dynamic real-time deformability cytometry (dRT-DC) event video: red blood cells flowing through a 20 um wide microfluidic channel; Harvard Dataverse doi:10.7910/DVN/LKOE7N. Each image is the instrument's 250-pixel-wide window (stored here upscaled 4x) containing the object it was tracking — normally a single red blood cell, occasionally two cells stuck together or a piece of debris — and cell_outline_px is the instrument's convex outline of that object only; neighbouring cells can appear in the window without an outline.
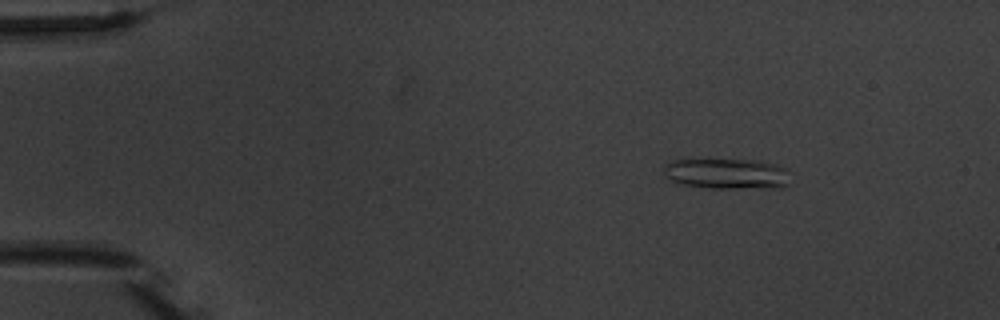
{"species": "common noctule bat (a hibernating species)", "species_latin": "Nyctalus noctula", "temperature_condition": "warm", "stored_images_in_passage": 5, "camera_frame_rate_fps": 3000, "um_per_image_px": 0.085, "animal": {"sex": "male", "body_mass_g": 20.1, "forearm_length_mm": 53.5}, "frame": {"image": 1, "passage_image": 2, "time_ms": 1.0, "image_size_px": [1000, 320], "cell_outline_px": [[788, 184], [784, 188], [708, 188], [684, 184], [672, 180], [664, 172], [664, 164], [672, 160], [764, 160], [788, 168]], "centroid_in_image_um": [61.87, 14.76], "position_along_channel_um": 23.1, "area_um2": 22.66}}
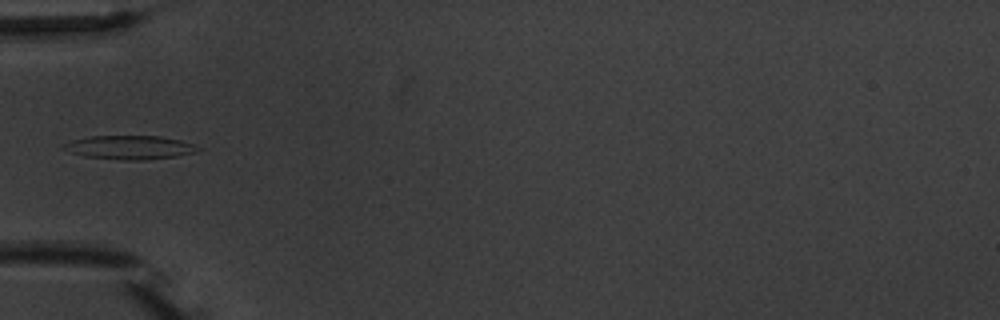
{"frame": {"image": 2, "passage_image": 5, "time_ms": 4.667, "image_size_px": [1000, 320], "cell_outline_px": [[200, 148], [196, 152], [176, 156], [144, 160], [120, 160], [84, 156], [60, 148], [64, 144], [72, 140], [92, 136], [160, 136], [180, 140], [192, 144]], "centroid_in_image_um": [11.01, 12.53], "position_along_channel_um": 74.0, "area_um2": 18.44}}